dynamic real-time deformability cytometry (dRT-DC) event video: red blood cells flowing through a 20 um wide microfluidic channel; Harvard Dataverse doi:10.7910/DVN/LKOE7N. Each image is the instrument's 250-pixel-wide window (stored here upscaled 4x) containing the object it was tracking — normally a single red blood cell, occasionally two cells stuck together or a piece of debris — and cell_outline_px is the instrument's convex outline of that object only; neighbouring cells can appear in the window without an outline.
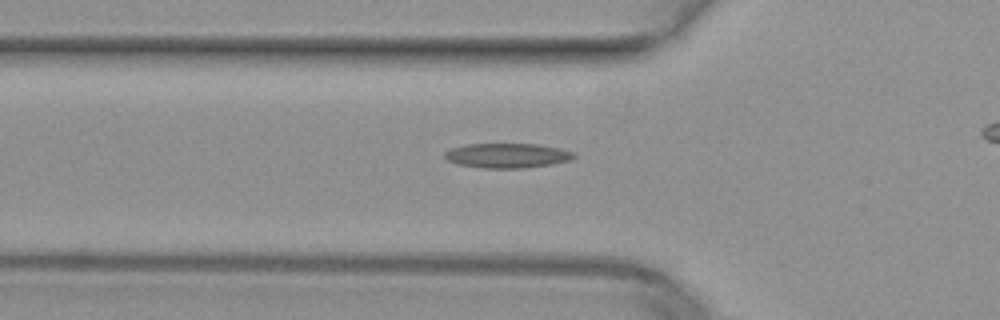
{"species": "common noctule bat (a hibernating species)", "species_latin": "Nyctalus noctula", "temperature_condition": "warm", "stored_images_in_passage": 35, "camera_frame_rate_fps": 3000, "um_per_image_px": 0.085, "animal": {"sex": "female", "body_mass_g": 29.2, "forearm_length_mm": 56.3}, "frame": {"image": 1, "passage_image": 9, "time_ms": 2.667, "image_size_px": [1000, 320], "cell_outline_px": [[576, 156], [572, 160], [552, 164], [524, 168], [484, 168], [456, 164], [448, 160], [444, 156], [444, 152], [452, 148], [464, 144], [536, 144], [560, 148], [572, 152]], "centroid_in_image_um": [43.11, 13.22], "position_along_channel_um": 82.7, "area_um2": 18.61}}
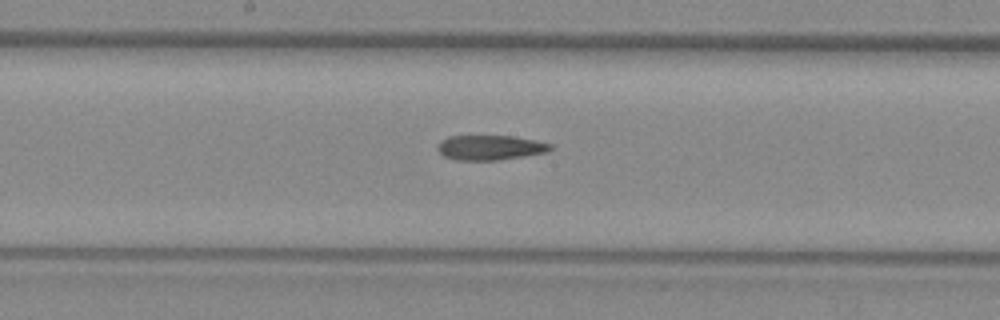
{"frame": {"image": 2, "passage_image": 18, "time_ms": 5.667, "image_size_px": [1000, 320], "cell_outline_px": [[552, 148], [548, 152], [524, 156], [496, 160], [452, 160], [444, 156], [436, 148], [436, 144], [440, 140], [448, 136], [512, 136], [536, 140], [552, 144]], "centroid_in_image_um": [41.63, 12.54], "position_along_channel_um": 206.6, "area_um2": 16.47}}
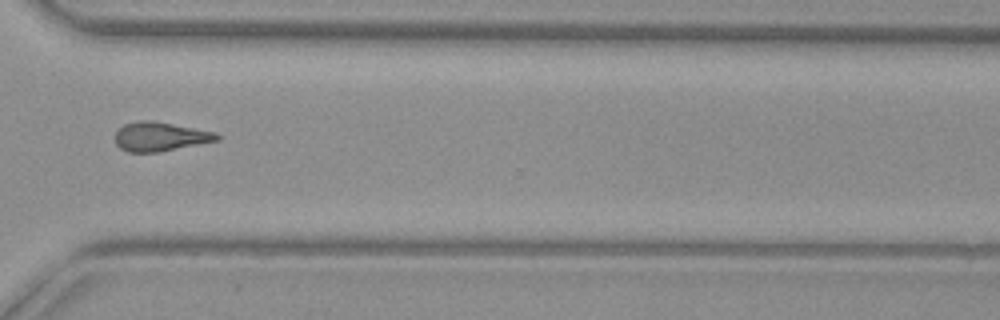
{"frame": {"image": 3, "passage_image": 29, "time_ms": 9.333, "image_size_px": [1000, 320], "cell_outline_px": [[220, 140], [160, 152], [128, 152], [120, 148], [116, 144], [116, 128], [124, 124], [136, 120], [152, 120], [216, 132], [220, 136]], "centroid_in_image_um": [13.6, 11.6], "position_along_channel_um": 357.0, "area_um2": 17.46}}